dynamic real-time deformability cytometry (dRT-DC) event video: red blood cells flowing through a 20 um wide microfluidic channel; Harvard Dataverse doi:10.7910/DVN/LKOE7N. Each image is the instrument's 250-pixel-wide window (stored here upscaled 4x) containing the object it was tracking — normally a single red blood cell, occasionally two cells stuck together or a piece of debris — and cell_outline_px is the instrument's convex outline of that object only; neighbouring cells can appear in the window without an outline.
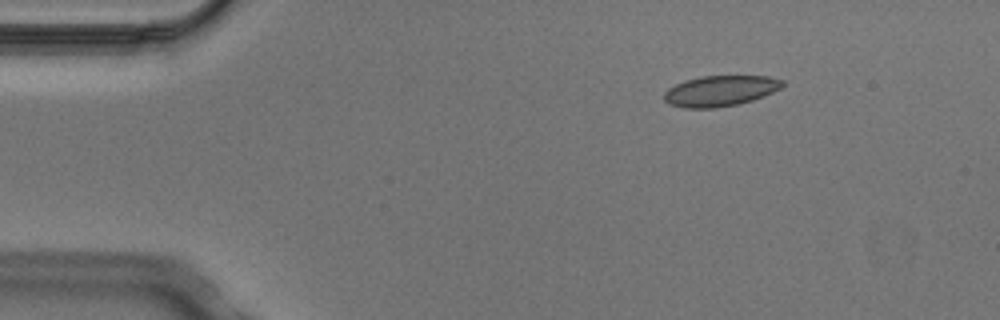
{"species": "Egyptian fruit bat (a non-hibernating species)", "species_latin": "Rousettus aegyptiacus", "temperature_condition": "cold", "stored_images_in_passage": 6, "camera_frame_rate_fps": 3000, "um_per_image_px": 0.085, "animal": {"sex": "male"}, "frame": {"image": 1, "passage_image": 3, "time_ms": 0.667, "image_size_px": [1000, 320], "cell_outline_px": [[784, 84], [780, 88], [764, 96], [752, 100], [736, 104], [716, 108], [684, 108], [668, 104], [664, 100], [664, 92], [668, 88], [684, 80], [700, 76], [768, 76], [784, 80]], "centroid_in_image_um": [61.19, 7.72], "position_along_channel_um": 23.8, "area_um2": 21.21}}